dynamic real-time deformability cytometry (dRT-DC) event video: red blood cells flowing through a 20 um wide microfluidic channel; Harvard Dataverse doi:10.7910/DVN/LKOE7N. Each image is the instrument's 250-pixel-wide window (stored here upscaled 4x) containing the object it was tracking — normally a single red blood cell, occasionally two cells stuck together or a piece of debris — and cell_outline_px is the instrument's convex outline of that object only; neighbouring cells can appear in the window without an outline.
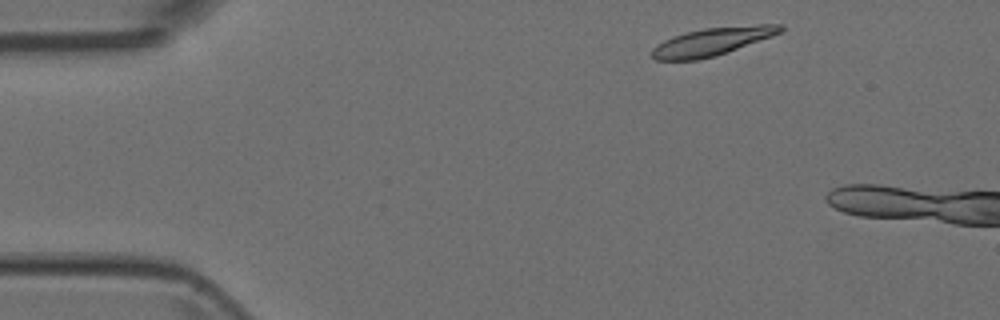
{"species": "Egyptian fruit bat (a non-hibernating species)", "species_latin": "Rousettus aegyptiacus", "temperature_condition": "room temperature", "stored_images_in_passage": 2, "camera_frame_rate_fps": 3000, "um_per_image_px": 0.085, "animal": {"sex": "female"}, "frame": {"image": 1, "passage_image": 1, "time_ms": 0.0, "image_size_px": [1000, 320], "cell_outline_px": [[784, 28], [780, 32], [772, 36], [716, 56], [700, 60], [656, 60], [652, 56], [652, 48], [656, 44], [672, 36], [704, 28], [760, 24], [784, 24]], "centroid_in_image_um": [60.53, 3.53], "position_along_channel_um": 24.5, "area_um2": 20.87}}